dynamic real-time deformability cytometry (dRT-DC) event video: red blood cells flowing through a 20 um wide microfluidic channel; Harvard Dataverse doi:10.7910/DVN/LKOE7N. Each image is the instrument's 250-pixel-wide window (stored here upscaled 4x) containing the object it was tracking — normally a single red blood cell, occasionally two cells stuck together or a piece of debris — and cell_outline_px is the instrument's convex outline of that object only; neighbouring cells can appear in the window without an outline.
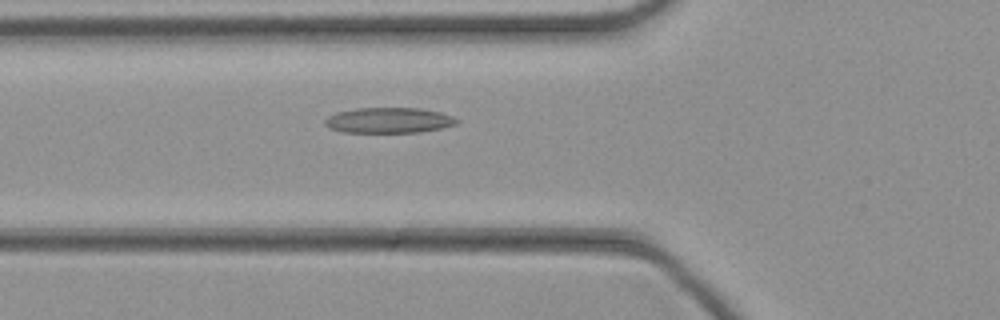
{"species": "common noctule bat (a hibernating species)", "species_latin": "Nyctalus noctula", "temperature_condition": "cold", "stored_images_in_passage": 46, "camera_frame_rate_fps": 3000, "um_per_image_px": 0.085, "animal": {"sex": "female", "body_mass_g": 21.9}, "frame": {"image": 1, "passage_image": 17, "time_ms": 5.333, "image_size_px": [1000, 320], "cell_outline_px": [[460, 120], [456, 124], [444, 128], [420, 132], [340, 132], [328, 128], [324, 124], [324, 120], [328, 116], [336, 112], [356, 108], [420, 108], [440, 112], [452, 116]], "centroid_in_image_um": [33.04, 10.23], "position_along_channel_um": 92.8, "area_um2": 19.77}}
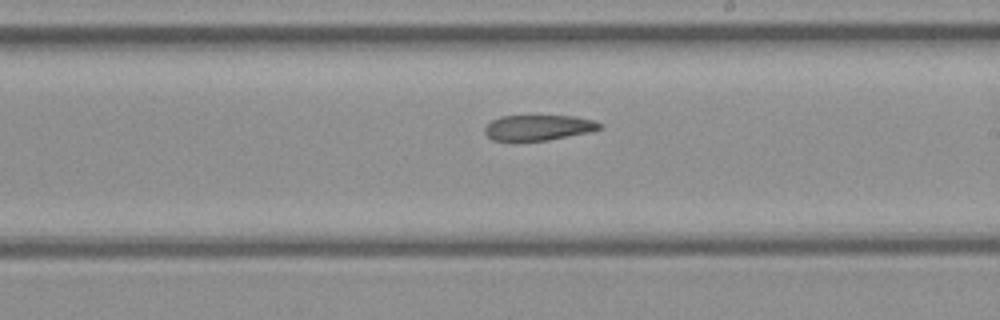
{"frame": {"image": 2, "passage_image": 27, "time_ms": 8.667, "image_size_px": [1000, 320], "cell_outline_px": [[604, 128], [588, 132], [548, 140], [492, 140], [484, 132], [484, 128], [492, 120], [500, 116], [576, 116], [596, 120], [604, 124]], "centroid_in_image_um": [45.82, 10.83], "position_along_channel_um": 243.2, "area_um2": 17.05}}
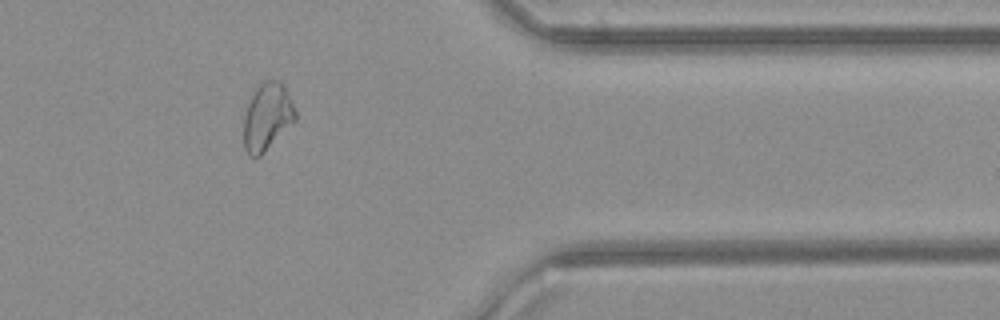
{"frame": {"image": 3, "passage_image": 38, "time_ms": 12.333, "image_size_px": [1000, 320], "cell_outline_px": [[296, 120], [260, 156], [248, 156], [244, 148], [244, 116], [248, 104], [256, 88], [264, 80], [276, 80], [288, 92], [296, 112]], "centroid_in_image_um": [22.7, 9.95], "position_along_channel_um": 388.7, "area_um2": 19.94}}